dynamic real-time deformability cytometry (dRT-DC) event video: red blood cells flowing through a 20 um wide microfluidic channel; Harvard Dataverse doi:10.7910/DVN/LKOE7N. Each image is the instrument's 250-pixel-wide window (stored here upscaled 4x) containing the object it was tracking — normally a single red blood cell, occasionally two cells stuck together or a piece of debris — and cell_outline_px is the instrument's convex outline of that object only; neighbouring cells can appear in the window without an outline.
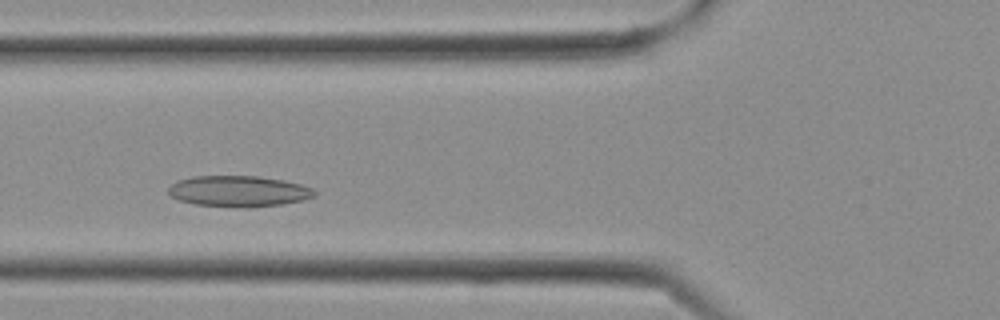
{"species": "Egyptian fruit bat (a non-hibernating species)", "species_latin": "Rousettus aegyptiacus", "temperature_condition": "cold", "stored_images_in_passage": 14, "camera_frame_rate_fps": 3000, "um_per_image_px": 0.085, "frame": {"image": 1, "passage_image": 7, "time_ms": 2.0, "image_size_px": [1000, 320], "cell_outline_px": [[316, 196], [304, 200], [284, 204], [244, 208], [236, 208], [196, 204], [180, 200], [168, 196], [168, 188], [176, 180], [192, 176], [260, 176], [284, 180], [300, 184], [312, 188], [316, 192]], "centroid_in_image_um": [20.28, 16.26], "position_along_channel_um": 105.5, "area_um2": 26.76}}
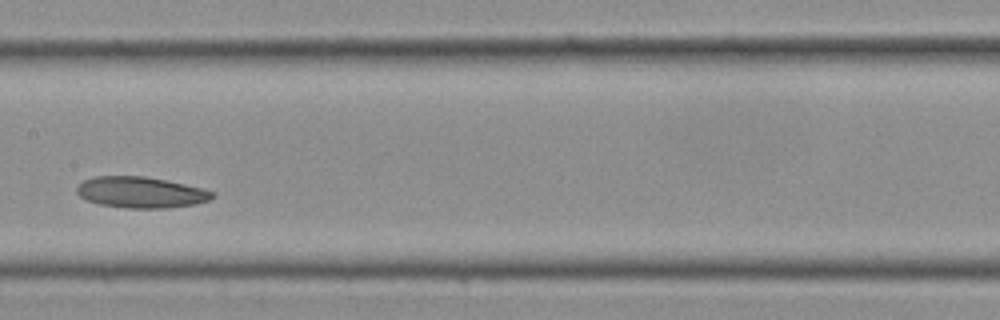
{"frame": {"image": 2, "passage_image": 11, "time_ms": 3.333, "image_size_px": [1000, 320], "cell_outline_px": [[216, 196], [208, 200], [196, 204], [164, 208], [124, 208], [100, 204], [84, 200], [76, 192], [76, 188], [84, 180], [96, 176], [144, 176], [184, 184], [200, 188], [212, 192]], "centroid_in_image_um": [11.93, 16.35], "position_along_channel_um": 195.5, "area_um2": 24.39}}
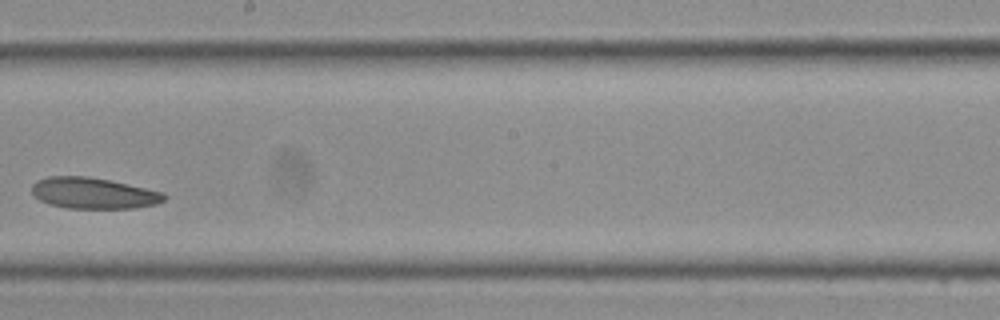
{"frame": {"image": 3, "passage_image": 13, "time_ms": 4.0, "image_size_px": [1000, 320], "cell_outline_px": [[168, 196], [164, 200], [156, 204], [136, 208], [68, 208], [48, 204], [40, 200], [32, 192], [32, 184], [36, 180], [48, 176], [88, 176], [108, 180], [164, 192]], "centroid_in_image_um": [7.94, 16.42], "position_along_channel_um": 240.3, "area_um2": 23.99}}